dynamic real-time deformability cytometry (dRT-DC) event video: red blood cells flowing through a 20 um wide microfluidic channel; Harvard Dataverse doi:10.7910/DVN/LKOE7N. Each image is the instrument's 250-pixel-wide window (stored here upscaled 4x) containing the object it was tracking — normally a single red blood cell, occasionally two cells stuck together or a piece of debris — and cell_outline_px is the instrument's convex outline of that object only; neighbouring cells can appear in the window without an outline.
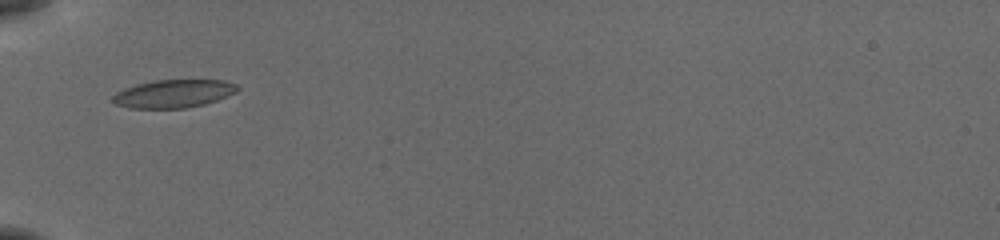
{"species": "common noctule bat (a hibernating species)", "species_latin": "Nyctalus noctula", "temperature_condition": "cold", "stored_images_in_passage": 35, "camera_frame_rate_fps": 3000, "um_per_image_px": 0.085, "animal": {"sex": "female", "body_mass_g": 19.5, "forearm_length_mm": 54.1}, "frame": {"image": 1, "passage_image": 1, "time_ms": 0.0, "image_size_px": [1000, 240], "cell_outline_px": [[240, 88], [236, 92], [228, 96], [204, 104], [184, 108], [128, 108], [116, 104], [112, 100], [112, 96], [116, 92], [124, 88], [136, 84], [156, 80], [224, 80], [236, 84]], "centroid_in_image_um": [14.75, 7.96], "position_along_channel_um": 70.3, "area_um2": 20.4}}
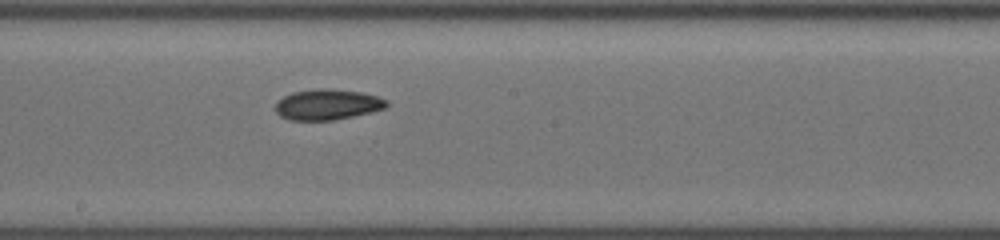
{"frame": {"image": 2, "passage_image": 13, "time_ms": 4.0, "image_size_px": [1000, 240], "cell_outline_px": [[388, 104], [384, 108], [352, 116], [332, 120], [288, 120], [280, 116], [276, 112], [276, 100], [292, 92], [316, 88], [332, 88], [360, 92], [376, 96], [388, 100]], "centroid_in_image_um": [27.78, 8.87], "position_along_channel_um": 220.4, "area_um2": 19.83}}
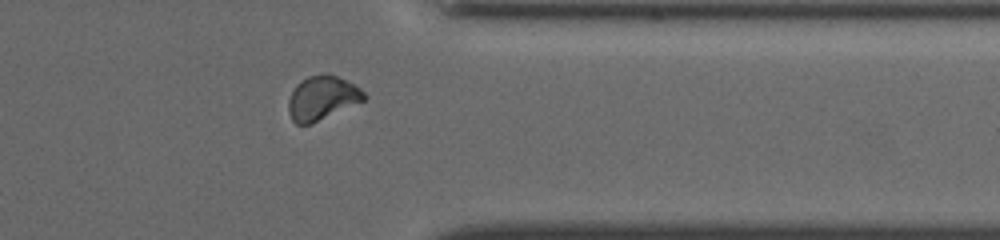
{"frame": {"image": 3, "passage_image": 26, "time_ms": 8.333, "image_size_px": [1000, 240], "cell_outline_px": [[368, 96], [364, 100], [312, 124], [296, 124], [292, 120], [288, 112], [288, 100], [296, 84], [300, 80], [308, 76], [324, 72], [328, 72], [360, 88]], "centroid_in_image_um": [27.35, 8.32], "position_along_channel_um": 384.0, "area_um2": 19.48}, "authors_computed_cell_mechanics": {"area_um2": 19.4786, "velocity_mm_per_s": 3.8515, "shape_relaxation_time_tau1_ms": 5.1823, "shape_relaxation_time_tau2_ms": 5.6414, "deformation_change_tau1": 0.0976, "deformation_change_tau2": 0.0875}}